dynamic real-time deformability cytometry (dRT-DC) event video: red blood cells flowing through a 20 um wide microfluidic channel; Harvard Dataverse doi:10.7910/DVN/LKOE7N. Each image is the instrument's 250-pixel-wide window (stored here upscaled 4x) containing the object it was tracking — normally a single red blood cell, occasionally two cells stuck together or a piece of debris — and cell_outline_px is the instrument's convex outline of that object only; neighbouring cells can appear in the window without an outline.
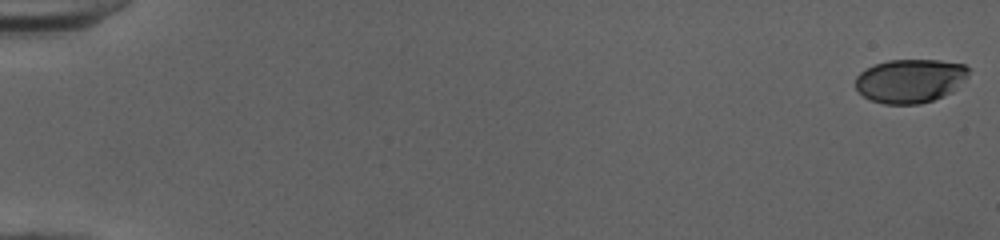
{"species": "human", "species_latin": "Homo sapiens", "temperature_condition": "cold", "stored_images_in_passage": 52, "camera_frame_rate_fps": 3000, "um_per_image_px": 0.085, "donor": {"sex": "female"}, "frame": {"image": 1, "passage_image": 1, "time_ms": 0.0, "image_size_px": [1000, 240], "cell_outline_px": [[968, 76], [952, 92], [944, 96], [920, 104], [884, 104], [872, 100], [864, 96], [856, 88], [856, 76], [860, 72], [876, 64], [888, 60], [940, 60], [964, 64], [968, 68]], "centroid_in_image_um": [77.38, 6.87], "position_along_channel_um": 7.6, "area_um2": 28.78}}
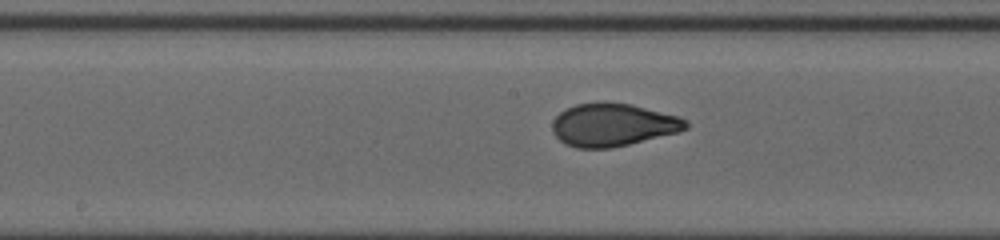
{"frame": {"image": 2, "passage_image": 29, "time_ms": 9.333, "image_size_px": [1000, 240], "cell_outline_px": [[688, 128], [676, 132], [612, 148], [576, 148], [564, 144], [552, 132], [552, 120], [564, 108], [576, 104], [600, 100], [604, 100], [632, 104], [680, 116], [688, 120]], "centroid_in_image_um": [52.06, 10.58], "position_along_channel_um": 196.1, "area_um2": 33.87}}
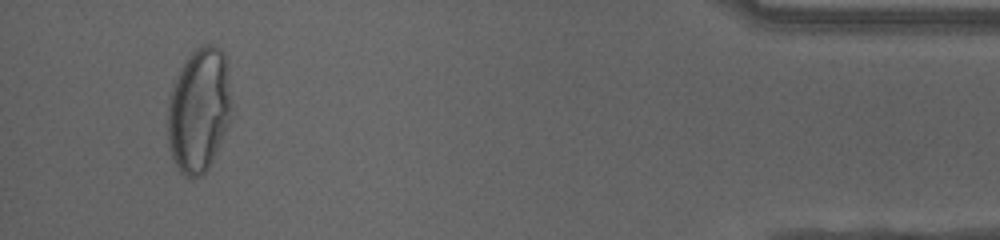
{"frame": {"image": 3, "passage_image": 50, "time_ms": 16.333, "image_size_px": [1000, 240], "cell_outline_px": [[228, 124], [216, 152], [208, 168], [200, 176], [184, 176], [180, 172], [168, 148], [168, 104], [176, 80], [188, 56], [196, 48], [204, 44], [212, 44], [220, 48], [224, 52], [228, 92]], "centroid_in_image_um": [16.87, 9.38], "position_along_channel_um": 418.3, "area_um2": 44.8}, "authors_computed_cell_mechanics": {"area_um2": 32.8304, "velocity_mm_per_s": 4.0355, "shape_relaxation_time_tau1_ms": 4.0598, "shape_relaxation_time_tau2_ms": null, "deformation_change_tau1": 0.1849, "deformation_change_tau2": null}}